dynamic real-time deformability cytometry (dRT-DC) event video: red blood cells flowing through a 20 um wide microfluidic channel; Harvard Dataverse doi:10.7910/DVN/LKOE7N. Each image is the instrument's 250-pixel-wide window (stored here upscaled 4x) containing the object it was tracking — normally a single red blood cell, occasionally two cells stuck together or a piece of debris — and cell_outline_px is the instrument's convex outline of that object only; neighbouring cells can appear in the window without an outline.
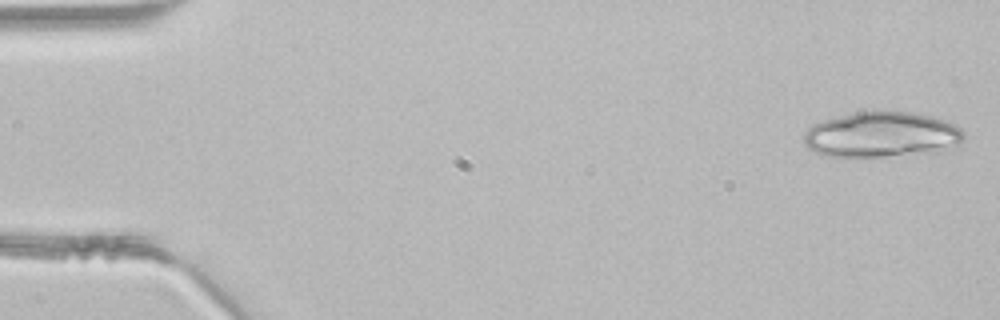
{"species": "common noctule bat (a hibernating species)", "species_latin": "Nyctalus noctula", "temperature_condition": "room temperature", "stored_images_in_passage": 45, "camera_frame_rate_fps": 3000, "um_per_image_px": 0.085, "animal": {"sex": "male", "body_mass_g": 21.5, "forearm_length_mm": 52.0}, "frame": {"image": 1, "passage_image": 1, "time_ms": 0.0, "image_size_px": [1000, 320], "cell_outline_px": [[964, 140], [960, 148], [936, 152], [884, 156], [820, 156], [808, 148], [804, 144], [804, 132], [812, 124], [824, 120], [852, 112], [880, 108], [916, 112], [936, 116], [948, 120], [960, 128], [964, 132]], "centroid_in_image_um": [75.02, 11.41], "position_along_channel_um": 10.0, "area_um2": 44.04}}